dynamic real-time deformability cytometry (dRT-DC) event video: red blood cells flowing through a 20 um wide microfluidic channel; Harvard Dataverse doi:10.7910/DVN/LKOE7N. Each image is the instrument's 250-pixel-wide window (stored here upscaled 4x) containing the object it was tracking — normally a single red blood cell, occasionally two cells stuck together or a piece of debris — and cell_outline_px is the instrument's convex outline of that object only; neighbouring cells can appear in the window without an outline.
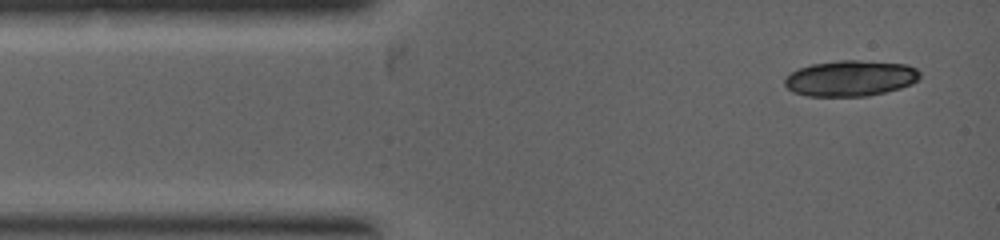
{"species": "common noctule bat (a hibernating species)", "species_latin": "Nyctalus noctula", "temperature_condition": "warm", "stored_images_in_passage": 8, "camera_frame_rate_fps": 5000, "um_per_image_px": 0.085, "animal": {"sex": "female", "body_mass_g": 19.0, "forearm_length_mm": 53.3}, "frame": {"image": 1, "passage_image": 1, "time_ms": 0.0, "image_size_px": [1000, 240], "cell_outline_px": [[920, 76], [912, 84], [900, 88], [868, 96], [808, 96], [792, 92], [784, 84], [784, 80], [792, 72], [800, 68], [812, 64], [840, 60], [856, 60], [904, 64], [916, 68], [920, 72]], "centroid_in_image_um": [72.28, 6.66], "position_along_channel_um": 12.7, "area_um2": 28.03}}